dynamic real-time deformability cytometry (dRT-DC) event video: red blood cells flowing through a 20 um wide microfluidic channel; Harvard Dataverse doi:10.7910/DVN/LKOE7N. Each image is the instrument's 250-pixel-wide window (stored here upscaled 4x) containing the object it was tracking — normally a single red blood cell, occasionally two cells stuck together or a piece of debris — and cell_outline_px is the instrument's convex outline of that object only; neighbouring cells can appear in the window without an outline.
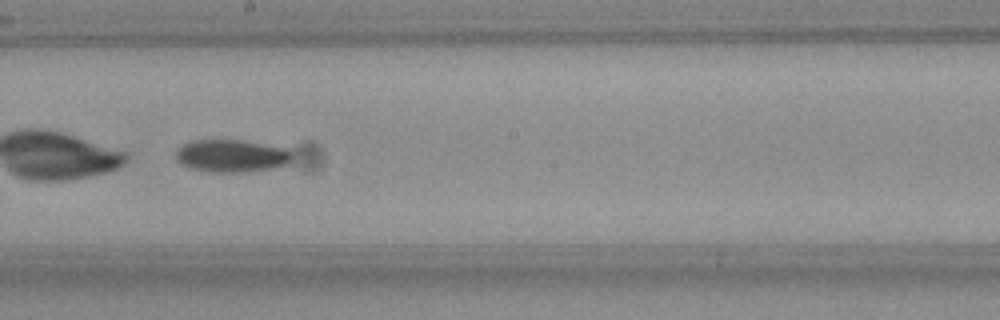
{"species": "Egyptian fruit bat (a non-hibernating species)", "species_latin": "Rousettus aegyptiacus", "temperature_condition": "room temperature", "stored_images_in_passage": 52, "camera_frame_rate_fps": 3000, "um_per_image_px": 0.085, "frame": {"image": 1, "passage_image": 29, "time_ms": 9.333, "image_size_px": [1000, 320], "cell_outline_px": [[292, 160], [288, 164], [272, 168], [244, 172], [212, 172], [192, 168], [176, 160], [176, 152], [184, 144], [192, 140], [240, 140], [284, 148], [292, 152]], "centroid_in_image_um": [19.7, 13.25], "position_along_channel_um": 228.5, "area_um2": 21.79}}